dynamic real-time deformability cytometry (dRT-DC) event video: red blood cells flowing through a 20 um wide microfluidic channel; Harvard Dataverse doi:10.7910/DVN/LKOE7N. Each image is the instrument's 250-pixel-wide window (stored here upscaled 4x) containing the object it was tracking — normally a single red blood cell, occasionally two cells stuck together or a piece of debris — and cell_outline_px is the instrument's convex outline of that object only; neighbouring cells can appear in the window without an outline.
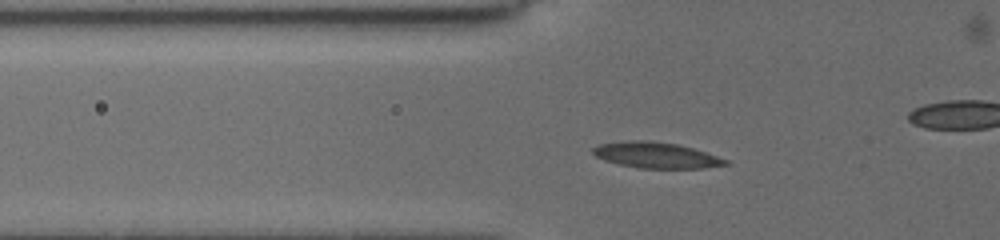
{"species": "common noctule bat (a hibernating species)", "species_latin": "Nyctalus noctula", "temperature_condition": "cold", "stored_images_in_passage": 40, "camera_frame_rate_fps": 3000, "um_per_image_px": 0.085, "animal": {"sex": "female", "body_mass_g": 19.5, "forearm_length_mm": 54.1}, "frame": {"image": 1, "passage_image": 4, "time_ms": 1.0, "image_size_px": [1000, 240], "cell_outline_px": [[728, 164], [704, 168], [640, 168], [620, 164], [604, 160], [596, 156], [592, 152], [592, 148], [600, 144], [628, 140], [652, 140], [676, 144], [692, 148], [728, 160]], "centroid_in_image_um": [55.74, 13.18], "position_along_channel_um": 70.1, "area_um2": 19.77}}
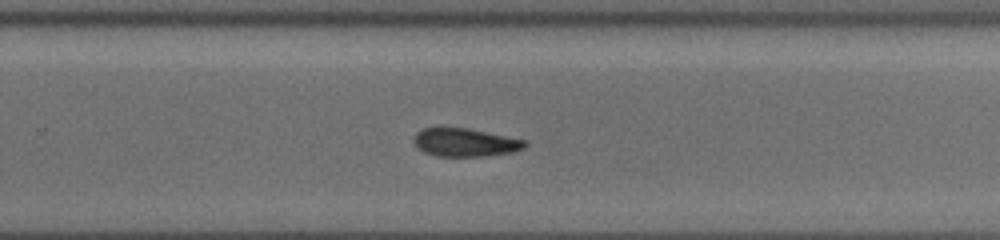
{"frame": {"image": 2, "passage_image": 22, "time_ms": 7.0, "image_size_px": [1000, 240], "cell_outline_px": [[528, 144], [524, 148], [512, 152], [484, 156], [436, 156], [424, 152], [416, 148], [412, 140], [416, 132], [420, 128], [468, 128], [528, 140]], "centroid_in_image_um": [39.52, 12.1], "position_along_channel_um": 290.3, "area_um2": 18.5}}
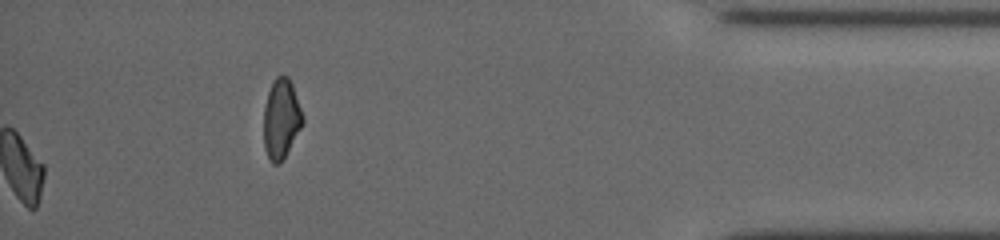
{"frame": {"image": 3, "passage_image": 40, "time_ms": 13.0, "image_size_px": [1000, 240], "cell_outline_px": [[304, 124], [280, 164], [272, 164], [268, 160], [264, 148], [264, 108], [268, 92], [276, 76], [288, 76], [292, 84], [304, 120]], "centroid_in_image_um": [23.9, 10.15], "position_along_channel_um": 411.3, "area_um2": 18.09}, "authors_computed_cell_mechanics": {"area_um2": 18.6983, "velocity_mm_per_s": 3.7556, "shape_relaxation_time_tau1_ms": 5.5584, "shape_relaxation_time_tau2_ms": null, "deformation_change_tau1": 0.144, "deformation_change_tau2": null}}